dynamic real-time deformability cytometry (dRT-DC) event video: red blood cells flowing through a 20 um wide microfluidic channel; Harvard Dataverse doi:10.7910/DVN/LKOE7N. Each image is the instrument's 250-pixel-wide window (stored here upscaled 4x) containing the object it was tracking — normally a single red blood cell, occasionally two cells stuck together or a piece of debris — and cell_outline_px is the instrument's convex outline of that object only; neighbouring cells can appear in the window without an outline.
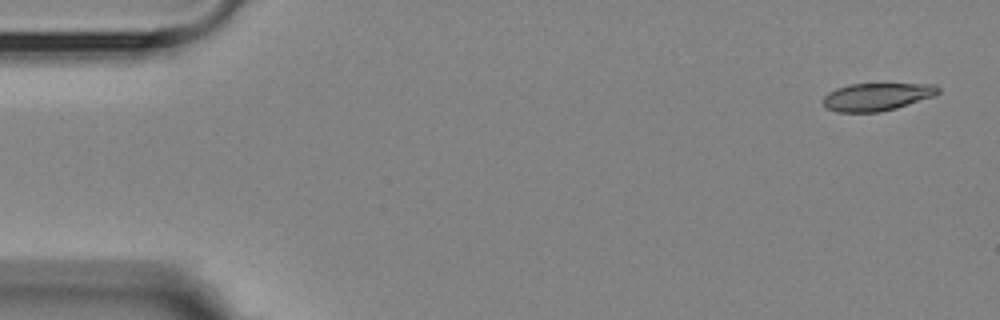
{"species": "Egyptian fruit bat (a non-hibernating species)", "species_latin": "Rousettus aegyptiacus", "temperature_condition": "room temperature", "stored_images_in_passage": 4, "camera_frame_rate_fps": 3000, "um_per_image_px": 0.085, "animal": {"sex": "female"}, "frame": {"image": 1, "passage_image": 1, "time_ms": 0.0, "image_size_px": [1000, 320], "cell_outline_px": [[940, 92], [936, 96], [896, 108], [880, 112], [836, 112], [828, 108], [820, 100], [828, 92], [836, 88], [848, 84], [932, 84], [940, 88]], "centroid_in_image_um": [74.53, 8.23], "position_along_channel_um": 10.5, "area_um2": 18.73}}
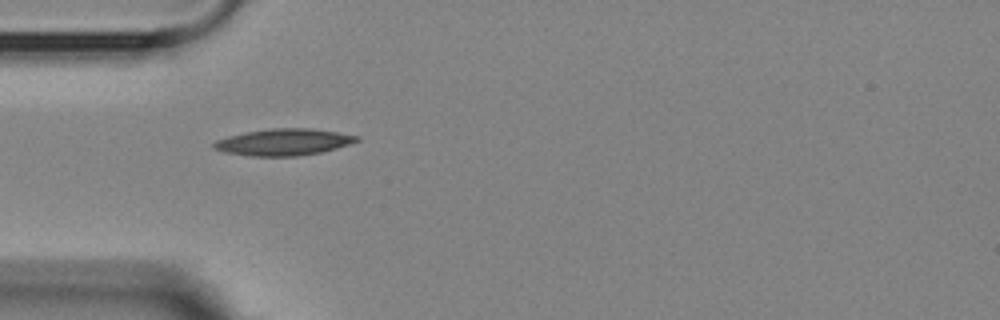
{"frame": {"image": 2, "passage_image": 4, "time_ms": 4.667, "image_size_px": [1000, 320], "cell_outline_px": [[360, 140], [336, 148], [320, 152], [296, 156], [248, 156], [224, 152], [212, 148], [212, 144], [216, 140], [228, 136], [244, 132], [272, 128], [312, 128], [360, 136]], "centroid_in_image_um": [24.07, 12.07], "position_along_channel_um": 60.9, "area_um2": 22.2}}